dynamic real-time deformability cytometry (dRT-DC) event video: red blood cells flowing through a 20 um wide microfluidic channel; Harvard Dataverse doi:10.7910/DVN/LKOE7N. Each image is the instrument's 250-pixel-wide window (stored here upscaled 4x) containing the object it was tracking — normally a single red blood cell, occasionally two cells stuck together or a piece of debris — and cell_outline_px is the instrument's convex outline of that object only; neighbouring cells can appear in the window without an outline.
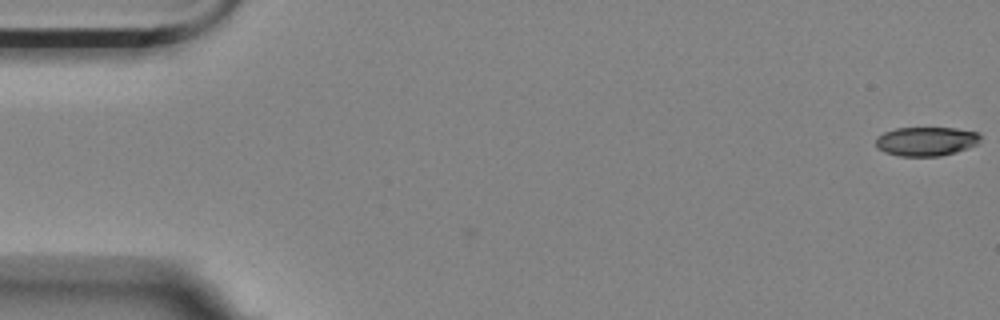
{"species": "Egyptian fruit bat (a non-hibernating species)", "species_latin": "Rousettus aegyptiacus", "temperature_condition": "room temperature", "stored_images_in_passage": 4, "camera_frame_rate_fps": 3000, "um_per_image_px": 0.085, "animal": {"sex": "female"}, "frame": {"image": 1, "passage_image": 1, "time_ms": 0.0, "image_size_px": [1000, 320], "cell_outline_px": [[980, 140], [976, 144], [968, 148], [956, 152], [940, 156], [900, 156], [884, 152], [876, 148], [876, 136], [884, 132], [896, 128], [956, 128], [980, 132]], "centroid_in_image_um": [78.71, 12.01], "position_along_channel_um": 6.3, "area_um2": 17.86}}